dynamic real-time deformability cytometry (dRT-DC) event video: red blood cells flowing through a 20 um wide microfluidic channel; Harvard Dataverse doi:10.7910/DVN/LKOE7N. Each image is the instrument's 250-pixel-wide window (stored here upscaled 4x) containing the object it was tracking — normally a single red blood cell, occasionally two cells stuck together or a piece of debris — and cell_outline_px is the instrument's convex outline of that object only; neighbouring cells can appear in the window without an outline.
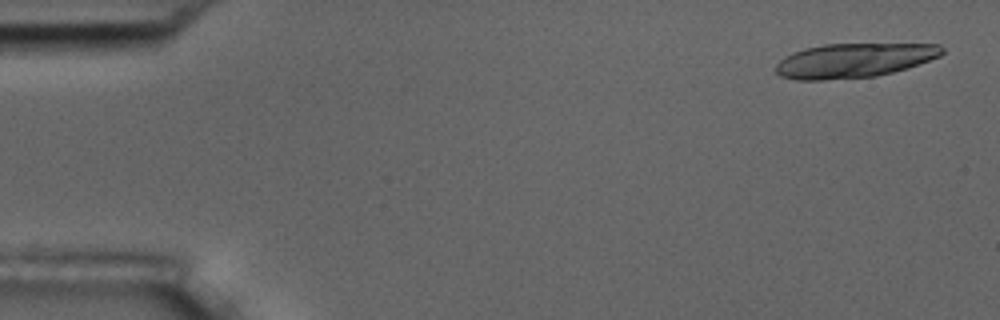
{"species": "common noctule bat (a hibernating species)", "species_latin": "Nyctalus noctula", "temperature_condition": "room temperature", "stored_images_in_passage": 19, "camera_frame_rate_fps": 3000, "um_per_image_px": 0.085, "animal": {"sex": "male", "body_mass_g": 17.5, "forearm_length_mm": 52.3}, "frame": {"image": 1, "passage_image": 2, "time_ms": 0.333, "image_size_px": [1000, 320], "cell_outline_px": [[944, 52], [940, 56], [908, 68], [876, 76], [824, 80], [796, 80], [780, 76], [776, 72], [776, 64], [780, 60], [792, 52], [804, 48], [824, 44], [940, 44], [944, 48]], "centroid_in_image_um": [72.58, 5.13], "position_along_channel_um": 12.4, "area_um2": 33.35}}